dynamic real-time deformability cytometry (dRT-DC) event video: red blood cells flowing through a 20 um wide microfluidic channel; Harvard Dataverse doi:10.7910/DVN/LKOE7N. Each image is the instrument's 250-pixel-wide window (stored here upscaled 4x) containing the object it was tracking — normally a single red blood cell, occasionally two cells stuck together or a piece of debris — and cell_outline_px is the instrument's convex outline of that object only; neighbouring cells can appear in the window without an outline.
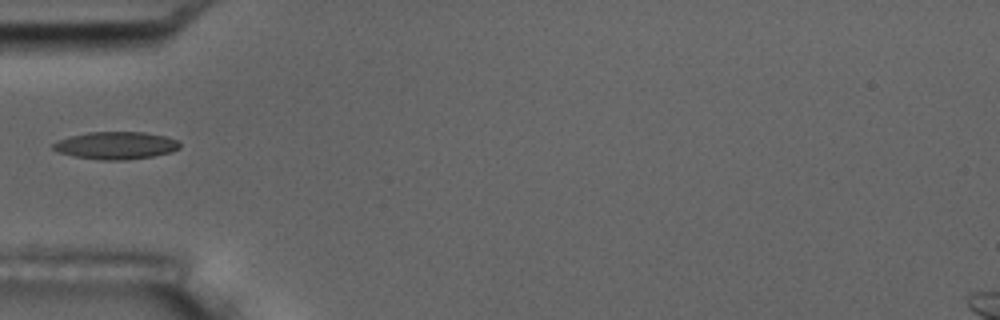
{"species": "common noctule bat (a hibernating species)", "species_latin": "Nyctalus noctula", "temperature_condition": "room temperature", "stored_images_in_passage": 8, "camera_frame_rate_fps": 3000, "um_per_image_px": 0.085, "animal": {"sex": "male", "body_mass_g": 17.5, "forearm_length_mm": 52.3}, "frame": {"image": 1, "passage_image": 6, "time_ms": 6.667, "image_size_px": [1000, 320], "cell_outline_px": [[180, 148], [172, 152], [152, 156], [128, 160], [100, 160], [76, 156], [60, 152], [52, 148], [52, 144], [60, 140], [72, 136], [88, 132], [144, 132], [164, 136], [176, 140], [180, 144]], "centroid_in_image_um": [9.89, 12.37], "position_along_channel_um": 75.1, "area_um2": 20.06}}